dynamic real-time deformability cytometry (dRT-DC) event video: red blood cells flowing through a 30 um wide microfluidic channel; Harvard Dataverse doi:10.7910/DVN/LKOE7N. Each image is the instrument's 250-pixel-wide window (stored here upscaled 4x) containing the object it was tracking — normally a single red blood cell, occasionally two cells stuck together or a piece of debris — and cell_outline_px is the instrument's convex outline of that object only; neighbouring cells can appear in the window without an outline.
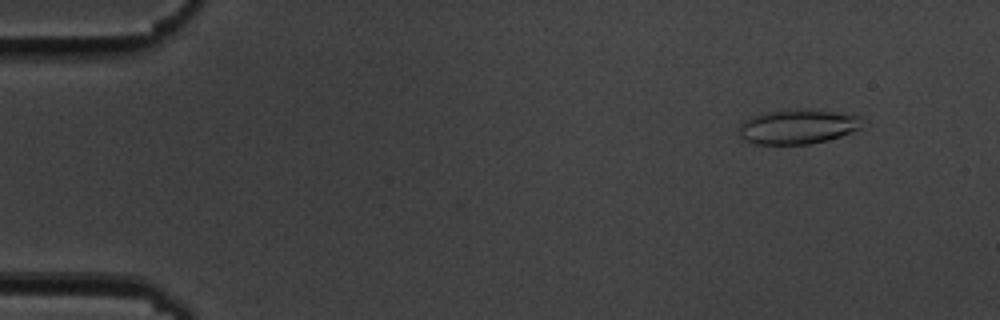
{"species": "common noctule bat (a hibernating species)", "species_latin": "Nyctalus noctula", "temperature_condition": "cold", "stored_images_in_passage": 53, "camera_frame_rate_fps": 3000, "um_per_image_px": 0.085, "animal": {"sex": "male", "body_mass_g": 19.5, "forearm_length_mm": 54.6}, "frame": {"image": 1, "passage_image": 3, "time_ms": 0.667, "image_size_px": [1000, 320], "cell_outline_px": [[860, 128], [852, 132], [828, 140], [808, 144], [752, 144], [744, 140], [740, 136], [740, 124], [744, 120], [752, 116], [764, 112], [796, 108], [804, 108], [860, 116]], "centroid_in_image_um": [67.75, 10.76], "position_along_channel_um": 17.2, "area_um2": 24.85}}
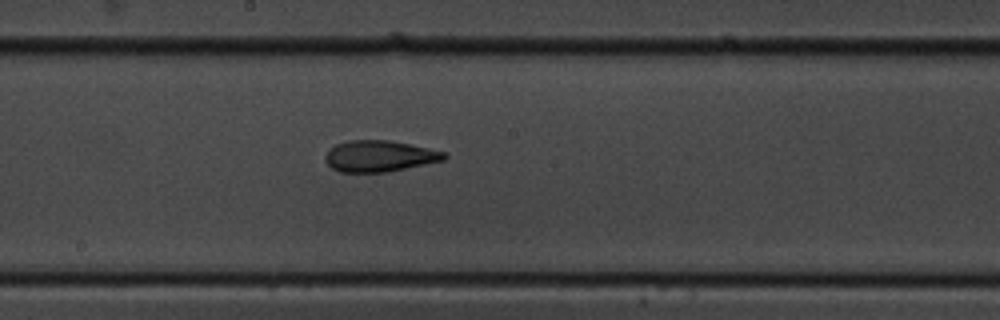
{"frame": {"image": 2, "passage_image": 28, "time_ms": 9.0, "image_size_px": [1000, 320], "cell_outline_px": [[448, 156], [444, 160], [388, 172], [340, 172], [332, 168], [324, 160], [324, 156], [328, 148], [336, 144], [348, 140], [388, 140], [428, 148], [444, 152]], "centroid_in_image_um": [32.2, 13.27], "position_along_channel_um": 216.0, "area_um2": 21.68}}
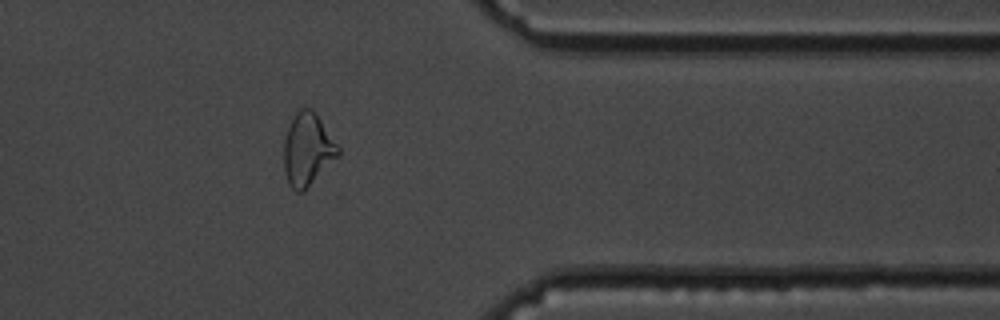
{"frame": {"image": 3, "passage_image": 43, "time_ms": 14.0, "image_size_px": [1000, 320], "cell_outline_px": [[340, 156], [304, 192], [296, 192], [288, 184], [284, 172], [284, 140], [288, 128], [296, 112], [300, 108], [312, 108], [316, 112], [340, 148]], "centroid_in_image_um": [26.16, 12.74], "position_along_channel_um": 385.2, "area_um2": 23.29}, "authors_computed_cell_mechanics": {"area_um2": 23.0044, "velocity_mm_per_s": 3.6235, "shape_relaxation_time_tau1_ms": null, "shape_relaxation_time_tau2_ms": 2.579, "deformation_change_tau1": null, "deformation_change_tau2": 0.1023}}